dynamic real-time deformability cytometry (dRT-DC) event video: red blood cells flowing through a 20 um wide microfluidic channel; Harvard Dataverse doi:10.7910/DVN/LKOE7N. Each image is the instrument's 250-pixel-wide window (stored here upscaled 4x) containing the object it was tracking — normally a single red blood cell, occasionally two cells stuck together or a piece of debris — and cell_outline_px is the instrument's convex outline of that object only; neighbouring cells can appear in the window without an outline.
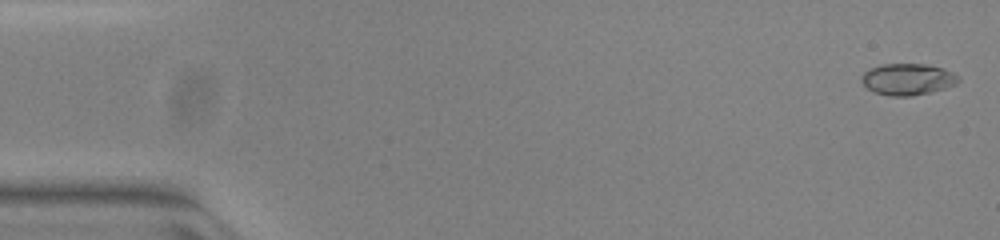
{"species": "common noctule bat (a hibernating species)", "species_latin": "Nyctalus noctula", "temperature_condition": "warm", "stored_images_in_passage": 51, "camera_frame_rate_fps": 3000, "um_per_image_px": 0.085, "animal": {"sex": "female", "body_mass_g": 23.0, "forearm_length_mm": 53.4}, "frame": {"image": 1, "passage_image": 2, "time_ms": 0.333, "image_size_px": [1000, 240], "cell_outline_px": [[960, 80], [956, 84], [944, 88], [912, 96], [888, 96], [872, 92], [860, 80], [860, 76], [864, 72], [880, 64], [924, 64], [944, 68], [960, 76]], "centroid_in_image_um": [77.14, 6.74], "position_along_channel_um": 7.9, "area_um2": 17.86}}
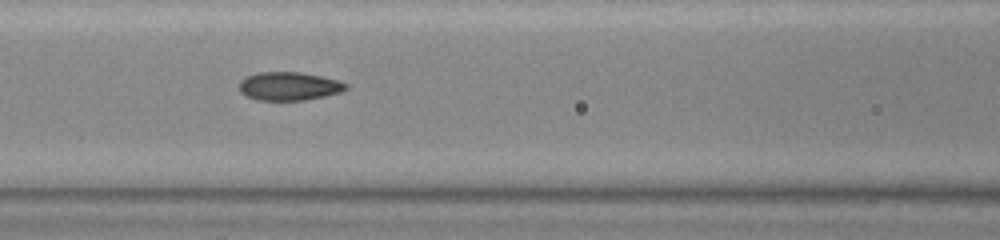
{"frame": {"image": 2, "passage_image": 23, "time_ms": 7.333, "image_size_px": [1000, 240], "cell_outline_px": [[348, 88], [340, 92], [324, 96], [304, 100], [256, 100], [244, 96], [240, 92], [240, 80], [248, 76], [260, 72], [300, 72], [320, 76], [336, 80], [348, 84]], "centroid_in_image_um": [24.54, 7.33], "position_along_channel_um": 142.1, "area_um2": 17.57}}
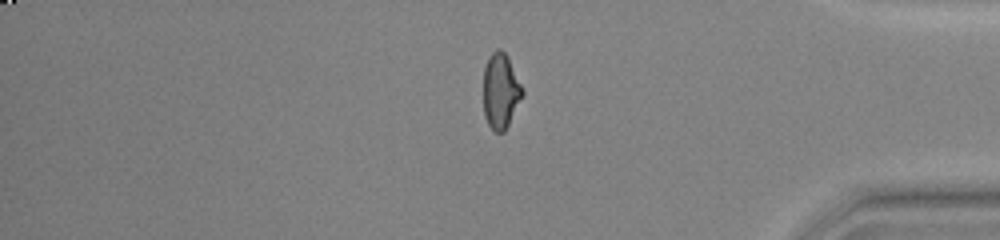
{"frame": {"image": 3, "passage_image": 44, "time_ms": 14.333, "image_size_px": [1000, 240], "cell_outline_px": [[524, 92], [504, 132], [496, 132], [488, 124], [484, 116], [484, 68], [488, 56], [496, 48], [500, 48], [508, 56]], "centroid_in_image_um": [42.54, 7.69], "position_along_channel_um": 392.7, "area_um2": 16.94}, "authors_computed_cell_mechanics": {"area_um2": 17.5712, "velocity_mm_per_s": 3.9756, "shape_relaxation_time_tau1_ms": null, "shape_relaxation_time_tau2_ms": 1.2426, "deformation_change_tau1": null, "deformation_change_tau2": 0.0639}}